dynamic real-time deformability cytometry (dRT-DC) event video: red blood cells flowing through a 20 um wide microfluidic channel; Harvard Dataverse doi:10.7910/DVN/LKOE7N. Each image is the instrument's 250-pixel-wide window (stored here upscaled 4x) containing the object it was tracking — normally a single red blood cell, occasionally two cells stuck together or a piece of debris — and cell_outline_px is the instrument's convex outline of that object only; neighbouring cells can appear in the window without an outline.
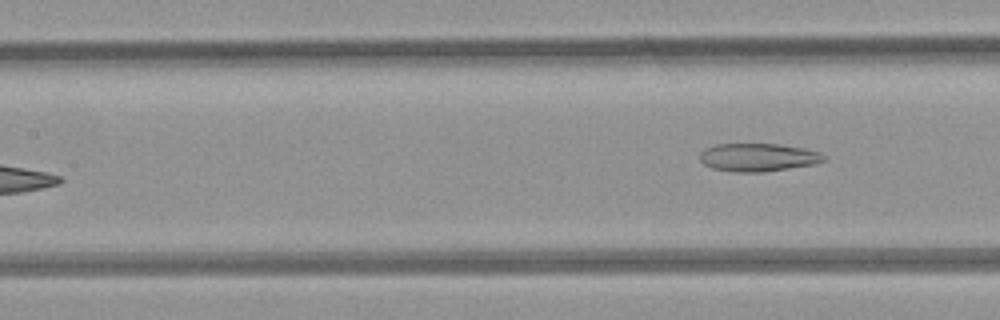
{"species": "common noctule bat (a hibernating species)", "species_latin": "Nyctalus noctula", "temperature_condition": "room temperature", "stored_images_in_passage": 6, "camera_frame_rate_fps": 3000, "um_per_image_px": 0.085, "animal": {"sex": "female", "body_mass_g": 21.9}, "frame": {"image": 1, "passage_image": 6, "time_ms": 6.0, "image_size_px": [1000, 320], "cell_outline_px": [[828, 160], [816, 164], [764, 172], [736, 172], [712, 168], [704, 164], [700, 160], [700, 152], [704, 148], [716, 144], [776, 144], [800, 148], [820, 152], [828, 156]], "centroid_in_image_um": [64.46, 13.38], "position_along_channel_um": 142.9, "area_um2": 20.4}}